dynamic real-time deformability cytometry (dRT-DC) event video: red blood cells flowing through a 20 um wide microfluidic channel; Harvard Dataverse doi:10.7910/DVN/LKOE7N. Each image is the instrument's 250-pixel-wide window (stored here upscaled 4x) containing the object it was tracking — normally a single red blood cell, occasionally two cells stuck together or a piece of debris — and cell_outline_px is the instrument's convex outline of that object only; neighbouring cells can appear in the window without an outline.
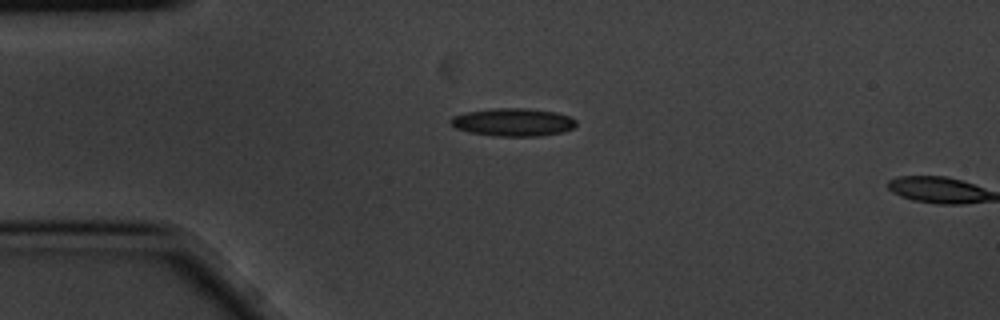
{"species": "common noctule bat (a hibernating species)", "species_latin": "Nyctalus noctula", "temperature_condition": "cold", "stored_images_in_passage": 2, "camera_frame_rate_fps": 3000, "um_per_image_px": 0.085, "animal": {"sex": "male", "body_mass_g": 20.1, "forearm_length_mm": 53.5}, "frame": {"image": 1, "passage_image": 1, "time_ms": 0.0, "image_size_px": [1000, 320], "cell_outline_px": [[576, 124], [572, 128], [564, 132], [536, 136], [500, 136], [468, 132], [456, 128], [448, 120], [452, 116], [464, 112], [492, 108], [524, 108], [556, 112], [568, 116], [576, 120]], "centroid_in_image_um": [43.58, 10.38], "position_along_channel_um": 41.4, "area_um2": 20.4}}